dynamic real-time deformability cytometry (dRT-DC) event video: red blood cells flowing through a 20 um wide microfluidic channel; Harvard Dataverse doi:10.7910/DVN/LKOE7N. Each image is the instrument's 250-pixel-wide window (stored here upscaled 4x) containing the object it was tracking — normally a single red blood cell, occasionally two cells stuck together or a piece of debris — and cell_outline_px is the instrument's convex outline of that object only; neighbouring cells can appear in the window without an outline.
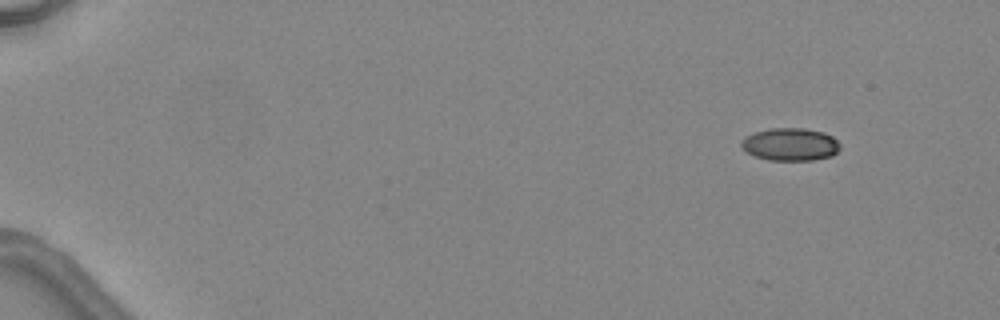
{"species": "common noctule bat (a hibernating species)", "species_latin": "Nyctalus noctula", "temperature_condition": "warm", "stored_images_in_passage": 4, "camera_frame_rate_fps": 3000, "um_per_image_px": 0.085, "animal": {"sex": "female", "body_mass_g": 24.6, "forearm_length_mm": 56.2}, "frame": {"image": 1, "passage_image": 1, "time_ms": 0.0, "image_size_px": [1000, 320], "cell_outline_px": [[840, 148], [832, 156], [812, 160], [768, 160], [756, 156], [748, 152], [740, 144], [740, 140], [752, 132], [768, 128], [804, 128], [824, 132], [832, 136], [840, 144]], "centroid_in_image_um": [67.17, 12.26], "position_along_channel_um": 17.8, "area_um2": 18.9}}
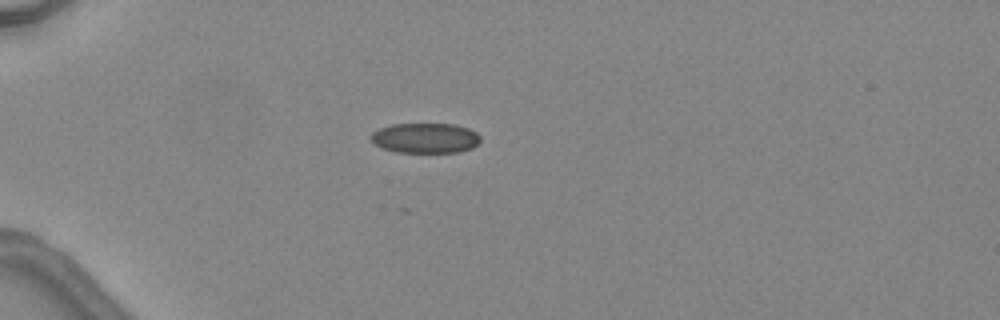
{"frame": {"image": 2, "passage_image": 3, "time_ms": 3.333, "image_size_px": [1000, 320], "cell_outline_px": [[480, 140], [472, 148], [456, 152], [396, 152], [384, 148], [376, 144], [368, 136], [372, 132], [380, 128], [392, 124], [452, 124], [468, 128], [476, 132], [480, 136]], "centroid_in_image_um": [36.14, 11.73], "position_along_channel_um": 48.9, "area_um2": 19.07}}